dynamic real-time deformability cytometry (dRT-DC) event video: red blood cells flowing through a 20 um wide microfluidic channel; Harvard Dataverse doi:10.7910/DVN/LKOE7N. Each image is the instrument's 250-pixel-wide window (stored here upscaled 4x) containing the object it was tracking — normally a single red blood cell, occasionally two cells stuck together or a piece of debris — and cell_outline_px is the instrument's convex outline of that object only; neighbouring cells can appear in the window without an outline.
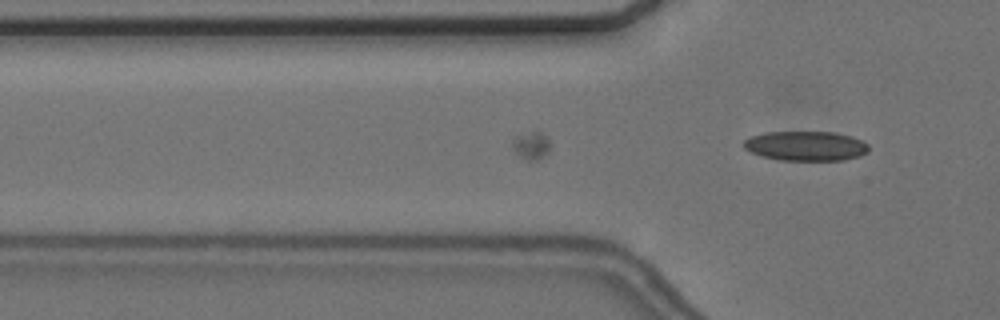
{"species": "common noctule bat (a hibernating species)", "species_latin": "Nyctalus noctula", "temperature_condition": "cold", "stored_images_in_passage": 24, "camera_frame_rate_fps": 3000, "um_per_image_px": 0.085, "animal": {"sex": "female", "body_mass_g": 24.6, "forearm_length_mm": 56.2}, "frame": {"image": 1, "passage_image": 24, "time_ms": 7.667, "image_size_px": [1000, 320], "cell_outline_px": [[868, 152], [860, 156], [844, 160], [780, 160], [764, 156], [752, 152], [744, 148], [744, 140], [752, 136], [764, 132], [836, 132], [852, 136], [864, 140], [868, 144]], "centroid_in_image_um": [68.55, 12.4], "position_along_channel_um": 57.2, "area_um2": 21.62}}